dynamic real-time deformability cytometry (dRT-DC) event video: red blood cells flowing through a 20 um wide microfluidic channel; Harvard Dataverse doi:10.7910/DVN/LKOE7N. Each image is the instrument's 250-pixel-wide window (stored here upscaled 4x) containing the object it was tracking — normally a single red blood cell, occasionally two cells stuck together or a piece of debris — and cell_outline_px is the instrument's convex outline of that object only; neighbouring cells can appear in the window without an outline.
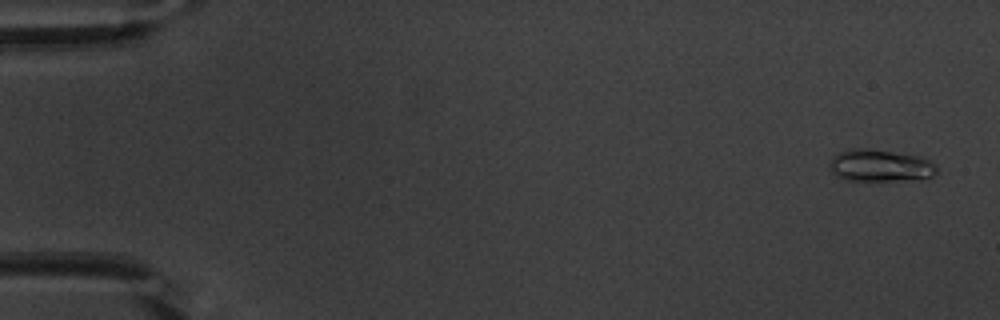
{"species": "common noctule bat (a hibernating species)", "species_latin": "Nyctalus noctula", "temperature_condition": "warm", "stored_images_in_passage": 54, "camera_frame_rate_fps": 3000, "um_per_image_px": 0.085, "animal": {"sex": "male", "body_mass_g": 20.1, "forearm_length_mm": 53.5}, "frame": {"image": 1, "passage_image": 3, "time_ms": 0.667, "image_size_px": [1000, 320], "cell_outline_px": [[936, 172], [932, 176], [912, 180], [844, 180], [836, 176], [828, 168], [828, 164], [832, 156], [848, 148], [860, 148], [892, 152], [920, 156], [936, 164]], "centroid_in_image_um": [74.76, 14.08], "position_along_channel_um": 10.2, "area_um2": 20.06}}
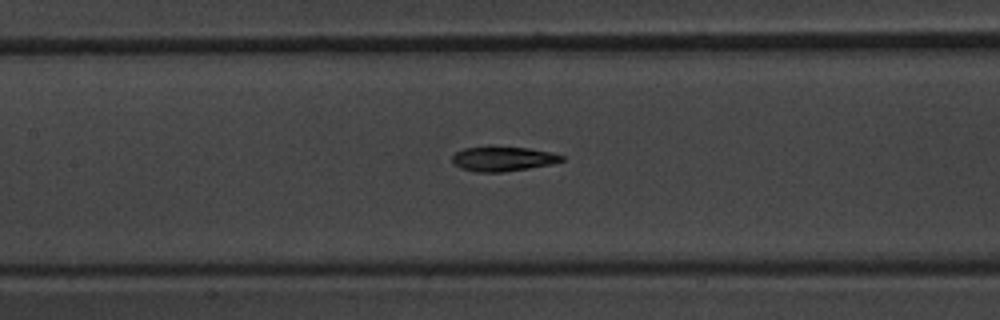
{"frame": {"image": 2, "passage_image": 26, "time_ms": 8.333, "image_size_px": [1000, 320], "cell_outline_px": [[564, 160], [548, 164], [528, 168], [504, 172], [476, 172], [460, 168], [452, 160], [452, 156], [456, 152], [464, 148], [528, 148], [552, 152], [564, 156]], "centroid_in_image_um": [42.75, 13.52], "position_along_channel_um": 164.6, "area_um2": 15.2}}
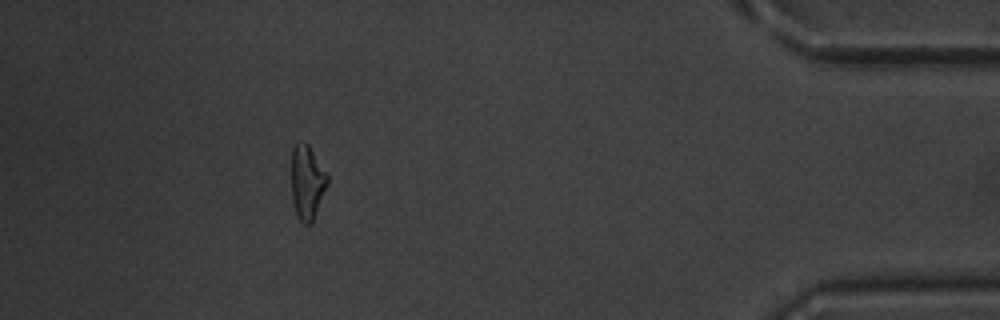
{"frame": {"image": 3, "passage_image": 49, "time_ms": 16.0, "image_size_px": [1000, 320], "cell_outline_px": [[328, 184], [312, 224], [304, 224], [296, 216], [292, 200], [292, 148], [296, 140], [304, 140], [308, 144], [328, 176]], "centroid_in_image_um": [26.09, 15.48], "position_along_channel_um": 409.1, "area_um2": 15.78}, "authors_computed_cell_mechanics": {"area_um2": 16.2129, "velocity_mm_per_s": 3.8451, "shape_relaxation_time_tau1_ms": 2.9848, "shape_relaxation_time_tau2_ms": 2.398, "deformation_change_tau1": 0.1582, "deformation_change_tau2": 0.1032}}